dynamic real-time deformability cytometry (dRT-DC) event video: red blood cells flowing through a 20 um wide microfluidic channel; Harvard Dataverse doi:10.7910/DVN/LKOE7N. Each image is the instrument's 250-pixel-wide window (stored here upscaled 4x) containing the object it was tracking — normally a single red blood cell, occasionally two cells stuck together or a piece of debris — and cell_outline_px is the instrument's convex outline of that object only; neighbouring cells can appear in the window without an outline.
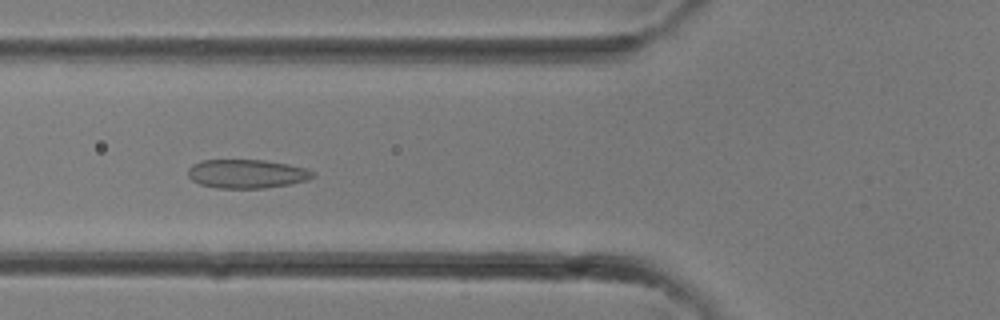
{"species": "common noctule bat (a hibernating species)", "species_latin": "Nyctalus noctula", "temperature_condition": "room temperature", "stored_images_in_passage": 23, "camera_frame_rate_fps": 3000, "um_per_image_px": 0.085, "animal": {"sex": "female"}, "frame": {"image": 1, "passage_image": 7, "time_ms": 2.0, "image_size_px": [1000, 320], "cell_outline_px": [[316, 176], [308, 180], [288, 184], [264, 188], [216, 188], [200, 184], [192, 180], [188, 176], [188, 168], [192, 164], [200, 160], [264, 160], [288, 164], [304, 168], [316, 172]], "centroid_in_image_um": [20.97, 14.77], "position_along_channel_um": 104.8, "area_um2": 21.04}}
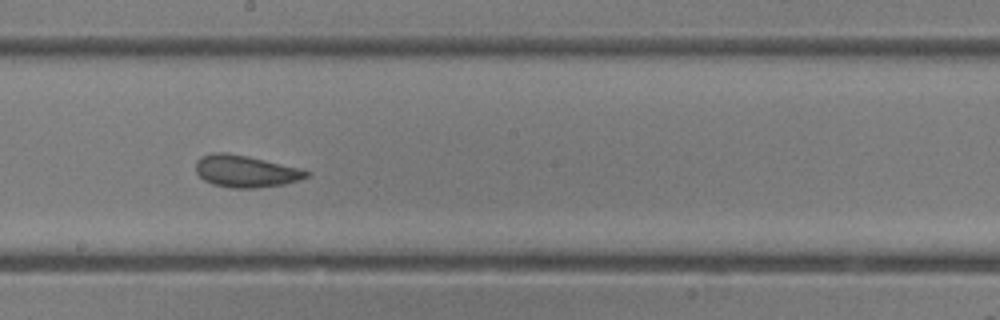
{"frame": {"image": 2, "passage_image": 13, "time_ms": 4.0, "image_size_px": [1000, 320], "cell_outline_px": [[312, 172], [308, 176], [300, 180], [284, 184], [256, 188], [232, 188], [212, 184], [204, 180], [196, 172], [196, 160], [200, 156], [212, 152], [228, 152], [248, 156], [300, 168]], "centroid_in_image_um": [20.87, 14.55], "position_along_channel_um": 227.3, "area_um2": 20.81}}
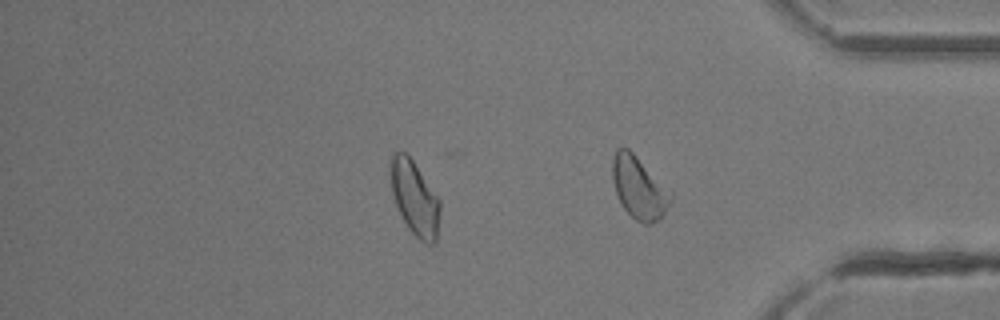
{"frame": {"image": 3, "passage_image": 21, "time_ms": 6.667, "image_size_px": [1000, 320], "cell_outline_px": [[440, 216], [436, 240], [432, 244], [424, 244], [408, 228], [396, 204], [392, 192], [392, 156], [396, 152], [404, 152], [412, 160], [440, 200]], "centroid_in_image_um": [35.29, 16.9], "position_along_channel_um": 399.9, "area_um2": 20.75}}